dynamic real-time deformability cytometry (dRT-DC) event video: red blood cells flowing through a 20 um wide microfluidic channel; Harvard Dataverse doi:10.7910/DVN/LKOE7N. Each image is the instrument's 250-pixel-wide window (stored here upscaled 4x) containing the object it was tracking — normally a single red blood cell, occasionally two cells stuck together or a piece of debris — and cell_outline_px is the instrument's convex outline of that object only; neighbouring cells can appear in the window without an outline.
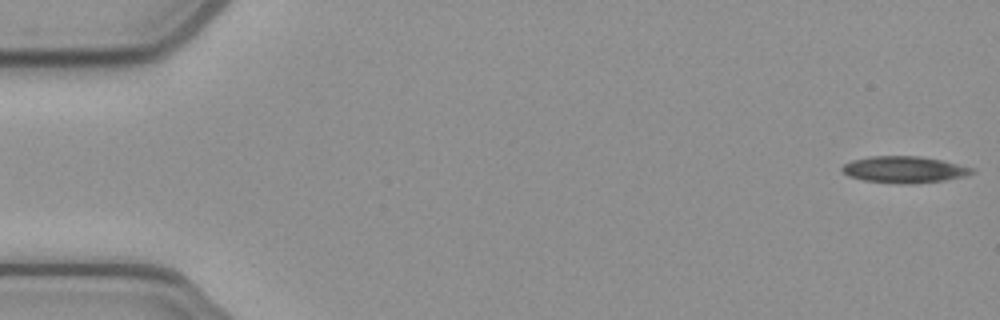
{"species": "common noctule bat (a hibernating species)", "species_latin": "Nyctalus noctula", "temperature_condition": "cold", "stored_images_in_passage": 52, "camera_frame_rate_fps": 3000, "um_per_image_px": 0.085, "animal": {"sex": "female", "body_mass_g": 21.9}, "frame": {"image": 1, "passage_image": 1, "time_ms": 0.0, "image_size_px": [1000, 320], "cell_outline_px": [[976, 172], [968, 176], [944, 180], [908, 184], [900, 184], [864, 180], [848, 176], [840, 168], [844, 164], [852, 160], [872, 156], [920, 156], [940, 160], [976, 168]], "centroid_in_image_um": [76.9, 14.41], "position_along_channel_um": 8.1, "area_um2": 20.17}}